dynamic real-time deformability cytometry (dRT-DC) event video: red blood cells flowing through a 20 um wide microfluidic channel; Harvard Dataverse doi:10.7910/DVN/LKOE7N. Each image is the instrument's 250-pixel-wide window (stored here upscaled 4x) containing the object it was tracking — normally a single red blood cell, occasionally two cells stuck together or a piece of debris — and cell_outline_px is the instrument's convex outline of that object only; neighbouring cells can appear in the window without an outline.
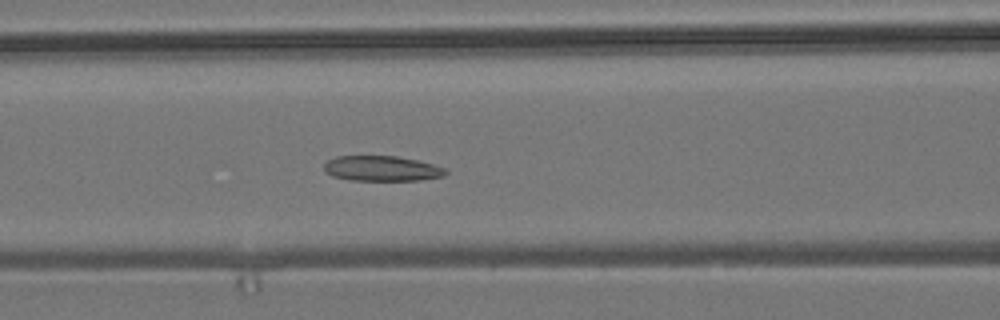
{"species": "common noctule bat (a hibernating species)", "species_latin": "Nyctalus noctula", "temperature_condition": "room temperature", "stored_images_in_passage": 53, "camera_frame_rate_fps": 3000, "um_per_image_px": 0.085, "animal": {"sex": "male", "body_mass_g": 19.2, "forearm_length_mm": 51.8}, "frame": {"image": 1, "passage_image": 20, "time_ms": 6.333, "image_size_px": [1000, 320], "cell_outline_px": [[448, 172], [444, 176], [416, 180], [348, 180], [332, 176], [324, 168], [324, 164], [328, 160], [336, 156], [396, 156], [416, 160], [432, 164], [444, 168]], "centroid_in_image_um": [32.43, 14.32], "position_along_channel_um": 134.2, "area_um2": 17.69}}
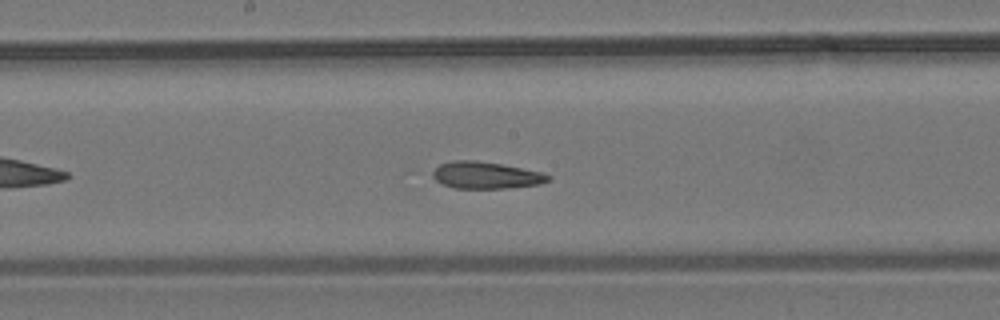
{"frame": {"image": 2, "passage_image": 26, "time_ms": 8.333, "image_size_px": [1000, 320], "cell_outline_px": [[552, 180], [540, 184], [508, 188], [456, 188], [444, 184], [436, 180], [432, 176], [432, 172], [440, 164], [452, 160], [476, 160], [500, 164], [540, 172], [552, 176]], "centroid_in_image_um": [41.31, 14.89], "position_along_channel_um": 206.9, "area_um2": 17.98}}
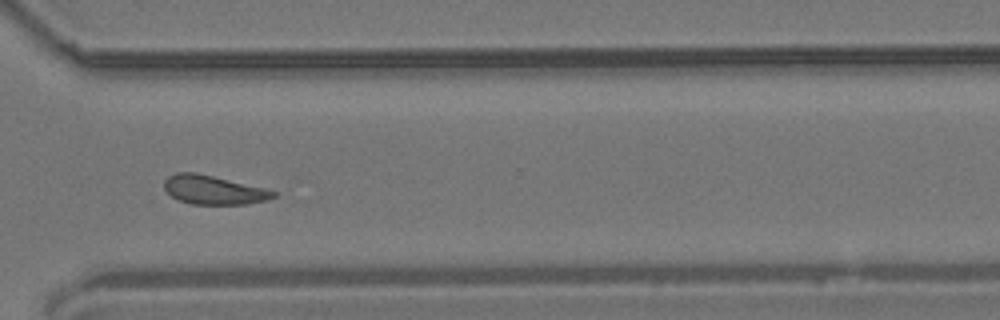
{"frame": {"image": 3, "passage_image": 38, "time_ms": 12.333, "image_size_px": [1000, 320], "cell_outline_px": [[276, 196], [268, 200], [244, 204], [192, 204], [180, 200], [172, 196], [164, 188], [164, 180], [168, 176], [176, 172], [196, 172], [264, 188], [276, 192]], "centroid_in_image_um": [18.13, 16.14], "position_along_channel_um": 352.5, "area_um2": 18.21}, "authors_computed_cell_mechanics": {"area_um2": 19.0162, "velocity_mm_per_s": 3.6391, "shape_relaxation_time_tau1_ms": null, "shape_relaxation_time_tau2_ms": 2.2141, "deformation_change_tau1": null, "deformation_change_tau2": 0.0876}}